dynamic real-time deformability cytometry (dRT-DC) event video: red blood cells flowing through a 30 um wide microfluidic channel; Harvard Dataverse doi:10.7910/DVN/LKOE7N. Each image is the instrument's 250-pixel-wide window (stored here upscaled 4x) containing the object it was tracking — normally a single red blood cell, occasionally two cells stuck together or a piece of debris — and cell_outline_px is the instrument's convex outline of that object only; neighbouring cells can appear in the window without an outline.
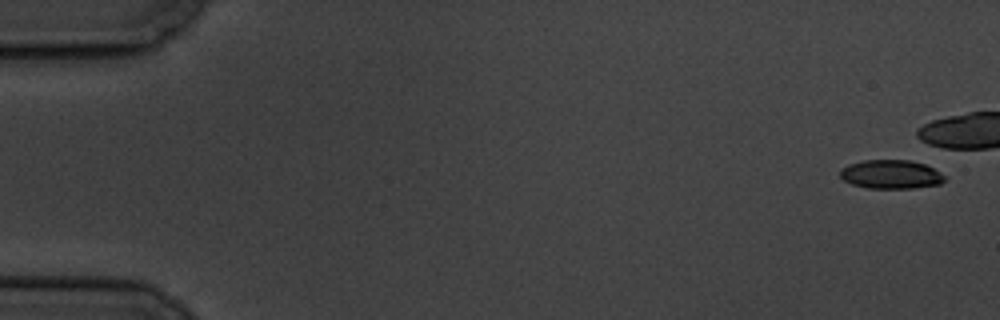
{"species": "common noctule bat (a hibernating species)", "species_latin": "Nyctalus noctula", "temperature_condition": "cold", "stored_images_in_passage": 6, "camera_frame_rate_fps": 3000, "um_per_image_px": 0.085, "animal": {"sex": "male", "body_mass_g": 19.5, "forearm_length_mm": 54.6}, "frame": {"image": 1, "passage_image": 1, "time_ms": 0.0, "image_size_px": [1000, 320], "cell_outline_px": [[944, 180], [940, 184], [912, 188], [868, 188], [852, 184], [844, 180], [840, 176], [840, 168], [848, 164], [864, 160], [908, 160], [924, 164], [940, 172], [944, 176]], "centroid_in_image_um": [75.7, 14.81], "position_along_channel_um": 9.3, "area_um2": 17.46}}